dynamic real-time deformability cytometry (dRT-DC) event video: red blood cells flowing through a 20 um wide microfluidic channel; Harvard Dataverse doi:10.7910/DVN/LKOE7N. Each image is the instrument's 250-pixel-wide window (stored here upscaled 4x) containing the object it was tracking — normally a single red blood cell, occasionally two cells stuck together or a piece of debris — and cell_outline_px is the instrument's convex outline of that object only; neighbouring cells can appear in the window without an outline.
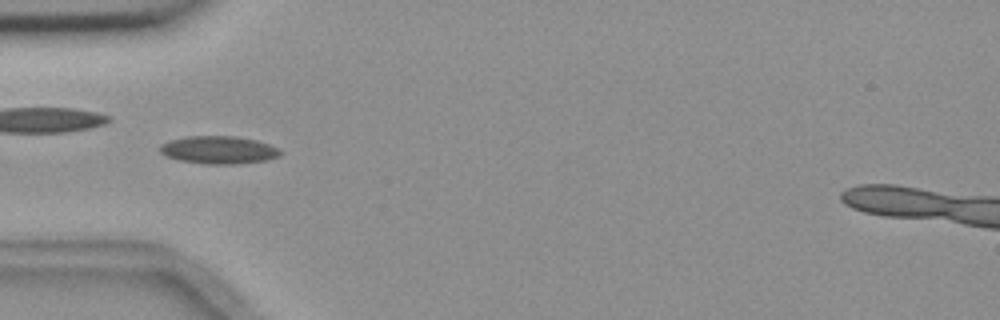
{"species": "common noctule bat (a hibernating species)", "species_latin": "Nyctalus noctula", "temperature_condition": "room temperature", "stored_images_in_passage": 5, "camera_frame_rate_fps": 3000, "um_per_image_px": 0.085, "animal": {"sex": "female", "body_mass_g": 18.4}, "frame": {"image": 1, "passage_image": 5, "time_ms": 4.667, "image_size_px": [1000, 320], "cell_outline_px": [[280, 156], [268, 160], [240, 164], [204, 164], [180, 160], [164, 156], [160, 152], [160, 144], [172, 140], [188, 136], [236, 136], [256, 140], [268, 144], [276, 148], [280, 152]], "centroid_in_image_um": [18.58, 12.75], "position_along_channel_um": 66.4, "area_um2": 19.48}}